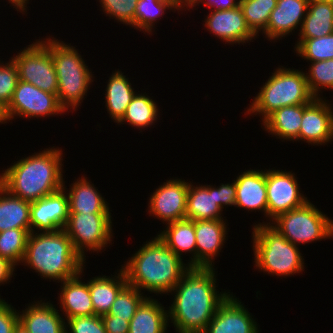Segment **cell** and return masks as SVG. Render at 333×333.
Segmentation results:
<instances>
[{"label":"cell","instance_id":"obj_17","mask_svg":"<svg viewBox=\"0 0 333 333\" xmlns=\"http://www.w3.org/2000/svg\"><path fill=\"white\" fill-rule=\"evenodd\" d=\"M252 317L239 298L231 293L218 306L204 333H258V324Z\"/></svg>","mask_w":333,"mask_h":333},{"label":"cell","instance_id":"obj_27","mask_svg":"<svg viewBox=\"0 0 333 333\" xmlns=\"http://www.w3.org/2000/svg\"><path fill=\"white\" fill-rule=\"evenodd\" d=\"M114 275L111 274V277L95 276L88 281L94 312L97 316L108 313L116 296L127 284L124 270L121 267Z\"/></svg>","mask_w":333,"mask_h":333},{"label":"cell","instance_id":"obj_34","mask_svg":"<svg viewBox=\"0 0 333 333\" xmlns=\"http://www.w3.org/2000/svg\"><path fill=\"white\" fill-rule=\"evenodd\" d=\"M31 229H8L0 232V257L9 260L16 267L21 264Z\"/></svg>","mask_w":333,"mask_h":333},{"label":"cell","instance_id":"obj_24","mask_svg":"<svg viewBox=\"0 0 333 333\" xmlns=\"http://www.w3.org/2000/svg\"><path fill=\"white\" fill-rule=\"evenodd\" d=\"M223 209L219 206L217 187L212 185H192L189 183L186 202V219L193 221L223 219Z\"/></svg>","mask_w":333,"mask_h":333},{"label":"cell","instance_id":"obj_33","mask_svg":"<svg viewBox=\"0 0 333 333\" xmlns=\"http://www.w3.org/2000/svg\"><path fill=\"white\" fill-rule=\"evenodd\" d=\"M169 9L174 12L177 10V13L184 10L176 0H138L135 11V30L152 35L155 23Z\"/></svg>","mask_w":333,"mask_h":333},{"label":"cell","instance_id":"obj_5","mask_svg":"<svg viewBox=\"0 0 333 333\" xmlns=\"http://www.w3.org/2000/svg\"><path fill=\"white\" fill-rule=\"evenodd\" d=\"M48 50L52 55L57 75L58 101L66 112L69 113L70 109L76 111L94 82V74L86 66V61L78 53V49L71 46V43L66 44L48 36Z\"/></svg>","mask_w":333,"mask_h":333},{"label":"cell","instance_id":"obj_45","mask_svg":"<svg viewBox=\"0 0 333 333\" xmlns=\"http://www.w3.org/2000/svg\"><path fill=\"white\" fill-rule=\"evenodd\" d=\"M101 318L107 333H128L130 322L127 319L109 314H105Z\"/></svg>","mask_w":333,"mask_h":333},{"label":"cell","instance_id":"obj_30","mask_svg":"<svg viewBox=\"0 0 333 333\" xmlns=\"http://www.w3.org/2000/svg\"><path fill=\"white\" fill-rule=\"evenodd\" d=\"M298 39H312L333 33V3L310 0Z\"/></svg>","mask_w":333,"mask_h":333},{"label":"cell","instance_id":"obj_35","mask_svg":"<svg viewBox=\"0 0 333 333\" xmlns=\"http://www.w3.org/2000/svg\"><path fill=\"white\" fill-rule=\"evenodd\" d=\"M277 5V0H241L246 24L258 37L266 30L271 12Z\"/></svg>","mask_w":333,"mask_h":333},{"label":"cell","instance_id":"obj_4","mask_svg":"<svg viewBox=\"0 0 333 333\" xmlns=\"http://www.w3.org/2000/svg\"><path fill=\"white\" fill-rule=\"evenodd\" d=\"M85 262L76 252L64 229L31 232L21 265L30 267L41 278L63 282L80 273Z\"/></svg>","mask_w":333,"mask_h":333},{"label":"cell","instance_id":"obj_16","mask_svg":"<svg viewBox=\"0 0 333 333\" xmlns=\"http://www.w3.org/2000/svg\"><path fill=\"white\" fill-rule=\"evenodd\" d=\"M331 105V106H330ZM333 107L328 100L315 98L303 111L299 141L327 145L333 141Z\"/></svg>","mask_w":333,"mask_h":333},{"label":"cell","instance_id":"obj_1","mask_svg":"<svg viewBox=\"0 0 333 333\" xmlns=\"http://www.w3.org/2000/svg\"><path fill=\"white\" fill-rule=\"evenodd\" d=\"M214 268H190L172 289L168 321L178 333H204L230 292L217 291ZM171 320V321H170Z\"/></svg>","mask_w":333,"mask_h":333},{"label":"cell","instance_id":"obj_23","mask_svg":"<svg viewBox=\"0 0 333 333\" xmlns=\"http://www.w3.org/2000/svg\"><path fill=\"white\" fill-rule=\"evenodd\" d=\"M97 187L87 177L82 175L70 185L69 190L63 182V189L67 192L69 213H111L109 203L99 193Z\"/></svg>","mask_w":333,"mask_h":333},{"label":"cell","instance_id":"obj_7","mask_svg":"<svg viewBox=\"0 0 333 333\" xmlns=\"http://www.w3.org/2000/svg\"><path fill=\"white\" fill-rule=\"evenodd\" d=\"M263 83L244 115L261 116L262 122L275 110L285 106L310 104L315 97L310 93L305 72L279 66ZM246 113V114H245Z\"/></svg>","mask_w":333,"mask_h":333},{"label":"cell","instance_id":"obj_26","mask_svg":"<svg viewBox=\"0 0 333 333\" xmlns=\"http://www.w3.org/2000/svg\"><path fill=\"white\" fill-rule=\"evenodd\" d=\"M309 104L285 106L275 110L263 122V129L276 139L298 141L303 111Z\"/></svg>","mask_w":333,"mask_h":333},{"label":"cell","instance_id":"obj_12","mask_svg":"<svg viewBox=\"0 0 333 333\" xmlns=\"http://www.w3.org/2000/svg\"><path fill=\"white\" fill-rule=\"evenodd\" d=\"M272 169H266L267 219L269 218L266 223L309 201L301 193L298 177H295L294 172Z\"/></svg>","mask_w":333,"mask_h":333},{"label":"cell","instance_id":"obj_38","mask_svg":"<svg viewBox=\"0 0 333 333\" xmlns=\"http://www.w3.org/2000/svg\"><path fill=\"white\" fill-rule=\"evenodd\" d=\"M310 63L308 73L305 71L307 85L315 98H321V90H333V59Z\"/></svg>","mask_w":333,"mask_h":333},{"label":"cell","instance_id":"obj_21","mask_svg":"<svg viewBox=\"0 0 333 333\" xmlns=\"http://www.w3.org/2000/svg\"><path fill=\"white\" fill-rule=\"evenodd\" d=\"M26 307L18 315L28 333H66L65 319L50 301L34 300Z\"/></svg>","mask_w":333,"mask_h":333},{"label":"cell","instance_id":"obj_39","mask_svg":"<svg viewBox=\"0 0 333 333\" xmlns=\"http://www.w3.org/2000/svg\"><path fill=\"white\" fill-rule=\"evenodd\" d=\"M104 14L135 29V11L138 0H99Z\"/></svg>","mask_w":333,"mask_h":333},{"label":"cell","instance_id":"obj_3","mask_svg":"<svg viewBox=\"0 0 333 333\" xmlns=\"http://www.w3.org/2000/svg\"><path fill=\"white\" fill-rule=\"evenodd\" d=\"M62 152L61 148L53 146L21 158L0 173V184L29 202L60 190L64 182Z\"/></svg>","mask_w":333,"mask_h":333},{"label":"cell","instance_id":"obj_44","mask_svg":"<svg viewBox=\"0 0 333 333\" xmlns=\"http://www.w3.org/2000/svg\"><path fill=\"white\" fill-rule=\"evenodd\" d=\"M203 4L204 6L209 7L211 11H219V10H229L233 8H237L240 6L241 0H194L189 6V9H194V7L199 6V4Z\"/></svg>","mask_w":333,"mask_h":333},{"label":"cell","instance_id":"obj_43","mask_svg":"<svg viewBox=\"0 0 333 333\" xmlns=\"http://www.w3.org/2000/svg\"><path fill=\"white\" fill-rule=\"evenodd\" d=\"M217 197L219 206L224 209L226 206H235L236 203V184L235 180L232 183H221L217 186Z\"/></svg>","mask_w":333,"mask_h":333},{"label":"cell","instance_id":"obj_9","mask_svg":"<svg viewBox=\"0 0 333 333\" xmlns=\"http://www.w3.org/2000/svg\"><path fill=\"white\" fill-rule=\"evenodd\" d=\"M111 219V213H69L64 231L71 239L75 252L84 261L85 251L98 253L112 243L114 233Z\"/></svg>","mask_w":333,"mask_h":333},{"label":"cell","instance_id":"obj_49","mask_svg":"<svg viewBox=\"0 0 333 333\" xmlns=\"http://www.w3.org/2000/svg\"><path fill=\"white\" fill-rule=\"evenodd\" d=\"M13 333H28V331L22 325L18 324Z\"/></svg>","mask_w":333,"mask_h":333},{"label":"cell","instance_id":"obj_48","mask_svg":"<svg viewBox=\"0 0 333 333\" xmlns=\"http://www.w3.org/2000/svg\"><path fill=\"white\" fill-rule=\"evenodd\" d=\"M8 123V119L5 112V107L0 104V124Z\"/></svg>","mask_w":333,"mask_h":333},{"label":"cell","instance_id":"obj_18","mask_svg":"<svg viewBox=\"0 0 333 333\" xmlns=\"http://www.w3.org/2000/svg\"><path fill=\"white\" fill-rule=\"evenodd\" d=\"M226 219L195 221L196 268H214V259L220 255L226 242Z\"/></svg>","mask_w":333,"mask_h":333},{"label":"cell","instance_id":"obj_13","mask_svg":"<svg viewBox=\"0 0 333 333\" xmlns=\"http://www.w3.org/2000/svg\"><path fill=\"white\" fill-rule=\"evenodd\" d=\"M158 187L149 197V216L160 219L163 224L185 219L189 182L170 178Z\"/></svg>","mask_w":333,"mask_h":333},{"label":"cell","instance_id":"obj_15","mask_svg":"<svg viewBox=\"0 0 333 333\" xmlns=\"http://www.w3.org/2000/svg\"><path fill=\"white\" fill-rule=\"evenodd\" d=\"M203 25L207 28L210 34L214 35L215 38H219L225 44L240 45L249 43L253 39L256 40L257 36L249 29L246 24V20L241 7L209 11Z\"/></svg>","mask_w":333,"mask_h":333},{"label":"cell","instance_id":"obj_29","mask_svg":"<svg viewBox=\"0 0 333 333\" xmlns=\"http://www.w3.org/2000/svg\"><path fill=\"white\" fill-rule=\"evenodd\" d=\"M121 70L112 72L105 88V106L111 119L118 123L137 93L131 85L129 78Z\"/></svg>","mask_w":333,"mask_h":333},{"label":"cell","instance_id":"obj_20","mask_svg":"<svg viewBox=\"0 0 333 333\" xmlns=\"http://www.w3.org/2000/svg\"><path fill=\"white\" fill-rule=\"evenodd\" d=\"M235 207L246 211L264 212L267 217L266 170L248 169L235 179Z\"/></svg>","mask_w":333,"mask_h":333},{"label":"cell","instance_id":"obj_2","mask_svg":"<svg viewBox=\"0 0 333 333\" xmlns=\"http://www.w3.org/2000/svg\"><path fill=\"white\" fill-rule=\"evenodd\" d=\"M121 265L127 283L139 291L168 294L191 268L156 235Z\"/></svg>","mask_w":333,"mask_h":333},{"label":"cell","instance_id":"obj_31","mask_svg":"<svg viewBox=\"0 0 333 333\" xmlns=\"http://www.w3.org/2000/svg\"><path fill=\"white\" fill-rule=\"evenodd\" d=\"M31 202L23 200L0 184V232L8 229H31Z\"/></svg>","mask_w":333,"mask_h":333},{"label":"cell","instance_id":"obj_19","mask_svg":"<svg viewBox=\"0 0 333 333\" xmlns=\"http://www.w3.org/2000/svg\"><path fill=\"white\" fill-rule=\"evenodd\" d=\"M309 1L277 0V5L271 12L266 30L262 35L264 34L268 41L277 42L291 35L290 33L298 28L299 31L307 14Z\"/></svg>","mask_w":333,"mask_h":333},{"label":"cell","instance_id":"obj_14","mask_svg":"<svg viewBox=\"0 0 333 333\" xmlns=\"http://www.w3.org/2000/svg\"><path fill=\"white\" fill-rule=\"evenodd\" d=\"M68 216V196L66 191L61 188L52 194L31 202V232H55L64 229Z\"/></svg>","mask_w":333,"mask_h":333},{"label":"cell","instance_id":"obj_47","mask_svg":"<svg viewBox=\"0 0 333 333\" xmlns=\"http://www.w3.org/2000/svg\"><path fill=\"white\" fill-rule=\"evenodd\" d=\"M8 2L11 3L12 6H14L13 8L21 12L22 14L27 12V4H29V0H8Z\"/></svg>","mask_w":333,"mask_h":333},{"label":"cell","instance_id":"obj_10","mask_svg":"<svg viewBox=\"0 0 333 333\" xmlns=\"http://www.w3.org/2000/svg\"><path fill=\"white\" fill-rule=\"evenodd\" d=\"M11 57L17 66L19 80L57 94L58 81L47 38L35 40Z\"/></svg>","mask_w":333,"mask_h":333},{"label":"cell","instance_id":"obj_40","mask_svg":"<svg viewBox=\"0 0 333 333\" xmlns=\"http://www.w3.org/2000/svg\"><path fill=\"white\" fill-rule=\"evenodd\" d=\"M18 81L17 66L12 58L7 63L0 60V104L5 108L12 99Z\"/></svg>","mask_w":333,"mask_h":333},{"label":"cell","instance_id":"obj_46","mask_svg":"<svg viewBox=\"0 0 333 333\" xmlns=\"http://www.w3.org/2000/svg\"><path fill=\"white\" fill-rule=\"evenodd\" d=\"M16 266L9 260L0 257V286L10 282ZM1 298V295H0Z\"/></svg>","mask_w":333,"mask_h":333},{"label":"cell","instance_id":"obj_37","mask_svg":"<svg viewBox=\"0 0 333 333\" xmlns=\"http://www.w3.org/2000/svg\"><path fill=\"white\" fill-rule=\"evenodd\" d=\"M143 293L145 292H141L127 283L116 296L107 314L121 319L125 318L130 322L137 308L147 298V295L144 296Z\"/></svg>","mask_w":333,"mask_h":333},{"label":"cell","instance_id":"obj_11","mask_svg":"<svg viewBox=\"0 0 333 333\" xmlns=\"http://www.w3.org/2000/svg\"><path fill=\"white\" fill-rule=\"evenodd\" d=\"M5 112L10 122L16 119L15 116L39 119V117L63 115L66 111L60 105L57 94L43 91L31 83L19 80Z\"/></svg>","mask_w":333,"mask_h":333},{"label":"cell","instance_id":"obj_42","mask_svg":"<svg viewBox=\"0 0 333 333\" xmlns=\"http://www.w3.org/2000/svg\"><path fill=\"white\" fill-rule=\"evenodd\" d=\"M18 310L0 298V333H13L19 324Z\"/></svg>","mask_w":333,"mask_h":333},{"label":"cell","instance_id":"obj_8","mask_svg":"<svg viewBox=\"0 0 333 333\" xmlns=\"http://www.w3.org/2000/svg\"><path fill=\"white\" fill-rule=\"evenodd\" d=\"M311 201L278 215L269 224L292 244L298 246L333 238V219Z\"/></svg>","mask_w":333,"mask_h":333},{"label":"cell","instance_id":"obj_51","mask_svg":"<svg viewBox=\"0 0 333 333\" xmlns=\"http://www.w3.org/2000/svg\"><path fill=\"white\" fill-rule=\"evenodd\" d=\"M183 8V0H176Z\"/></svg>","mask_w":333,"mask_h":333},{"label":"cell","instance_id":"obj_41","mask_svg":"<svg viewBox=\"0 0 333 333\" xmlns=\"http://www.w3.org/2000/svg\"><path fill=\"white\" fill-rule=\"evenodd\" d=\"M65 321L66 333H107L101 316H77Z\"/></svg>","mask_w":333,"mask_h":333},{"label":"cell","instance_id":"obj_25","mask_svg":"<svg viewBox=\"0 0 333 333\" xmlns=\"http://www.w3.org/2000/svg\"><path fill=\"white\" fill-rule=\"evenodd\" d=\"M165 227L157 236L180 258L183 259L182 252H185V255L190 253L187 264L196 268L195 221L185 218L168 223Z\"/></svg>","mask_w":333,"mask_h":333},{"label":"cell","instance_id":"obj_28","mask_svg":"<svg viewBox=\"0 0 333 333\" xmlns=\"http://www.w3.org/2000/svg\"><path fill=\"white\" fill-rule=\"evenodd\" d=\"M168 326L167 310L161 302L149 296L130 320L128 333H166Z\"/></svg>","mask_w":333,"mask_h":333},{"label":"cell","instance_id":"obj_32","mask_svg":"<svg viewBox=\"0 0 333 333\" xmlns=\"http://www.w3.org/2000/svg\"><path fill=\"white\" fill-rule=\"evenodd\" d=\"M139 92V93H138ZM128 105L124 116L117 123L118 125L128 124L134 128L144 130V128L152 127L160 117L159 107L147 93L138 91Z\"/></svg>","mask_w":333,"mask_h":333},{"label":"cell","instance_id":"obj_6","mask_svg":"<svg viewBox=\"0 0 333 333\" xmlns=\"http://www.w3.org/2000/svg\"><path fill=\"white\" fill-rule=\"evenodd\" d=\"M254 265L259 272L273 276H292L304 271V256L299 247L288 241L269 223L253 224Z\"/></svg>","mask_w":333,"mask_h":333},{"label":"cell","instance_id":"obj_36","mask_svg":"<svg viewBox=\"0 0 333 333\" xmlns=\"http://www.w3.org/2000/svg\"><path fill=\"white\" fill-rule=\"evenodd\" d=\"M307 62L333 59V33L312 39H298L294 50Z\"/></svg>","mask_w":333,"mask_h":333},{"label":"cell","instance_id":"obj_22","mask_svg":"<svg viewBox=\"0 0 333 333\" xmlns=\"http://www.w3.org/2000/svg\"><path fill=\"white\" fill-rule=\"evenodd\" d=\"M83 273L84 269L82 268L76 276L60 282L61 289L60 296L58 295V304L65 320L77 316L95 315L88 281L85 283L81 280Z\"/></svg>","mask_w":333,"mask_h":333},{"label":"cell","instance_id":"obj_50","mask_svg":"<svg viewBox=\"0 0 333 333\" xmlns=\"http://www.w3.org/2000/svg\"><path fill=\"white\" fill-rule=\"evenodd\" d=\"M194 0H183V9H188V6L193 2Z\"/></svg>","mask_w":333,"mask_h":333}]
</instances>
